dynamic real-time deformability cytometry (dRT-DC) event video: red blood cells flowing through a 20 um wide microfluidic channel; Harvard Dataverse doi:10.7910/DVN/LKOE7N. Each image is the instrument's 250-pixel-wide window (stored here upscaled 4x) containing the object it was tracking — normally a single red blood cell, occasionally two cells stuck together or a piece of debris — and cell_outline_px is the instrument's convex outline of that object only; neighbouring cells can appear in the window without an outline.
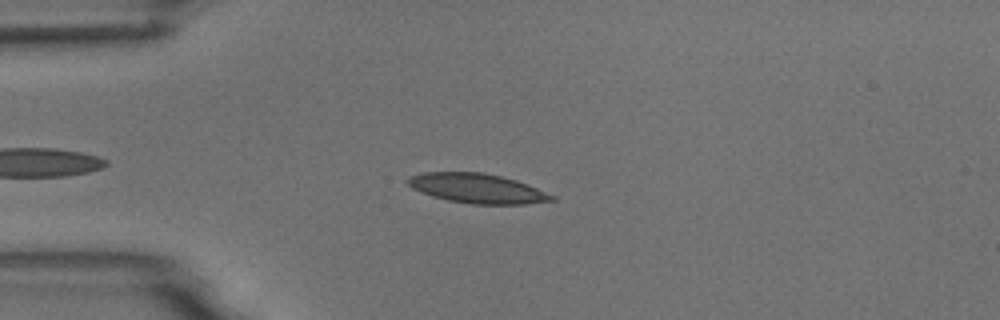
{"species": "common noctule bat (a hibernating species)", "species_latin": "Nyctalus noctula", "temperature_condition": "room temperature", "stored_images_in_passage": 6, "camera_frame_rate_fps": 3000, "um_per_image_px": 0.085, "animal": {"sex": "male", "body_mass_g": 18.8}, "frame": {"image": 1, "passage_image": 4, "time_ms": 3.333, "image_size_px": [1000, 320], "cell_outline_px": [[556, 200], [524, 204], [472, 204], [448, 200], [432, 196], [420, 192], [412, 188], [404, 180], [408, 176], [424, 172], [484, 172], [516, 180], [528, 184], [556, 196]], "centroid_in_image_um": [40.55, 16.01], "position_along_channel_um": 44.5, "area_um2": 24.97}}